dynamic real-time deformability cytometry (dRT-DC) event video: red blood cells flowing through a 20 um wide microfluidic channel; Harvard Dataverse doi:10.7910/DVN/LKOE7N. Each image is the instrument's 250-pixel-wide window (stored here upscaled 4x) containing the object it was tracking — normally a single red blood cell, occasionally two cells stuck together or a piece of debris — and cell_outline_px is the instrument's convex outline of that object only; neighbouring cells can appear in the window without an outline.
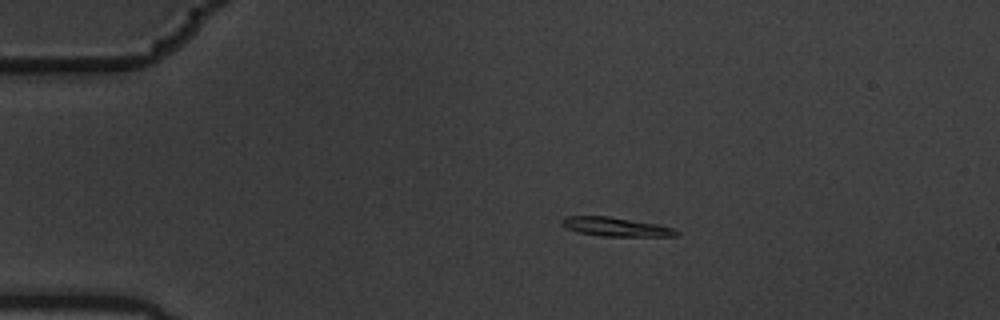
{"species": "common noctule bat (a hibernating species)", "species_latin": "Nyctalus noctula", "temperature_condition": "warm", "stored_images_in_passage": 2, "camera_frame_rate_fps": 3000, "um_per_image_px": 0.085, "animal": {"sex": "male", "body_mass_g": 19.5, "forearm_length_mm": 54.6}, "frame": {"image": 1, "passage_image": 1, "time_ms": 0.0, "image_size_px": [1000, 320], "cell_outline_px": [[680, 232], [676, 236], [604, 236], [580, 232], [568, 228], [560, 224], [560, 220], [564, 216], [608, 216], [656, 224], [672, 228]], "centroid_in_image_um": [52.31, 19.27], "position_along_channel_um": 32.7, "area_um2": 12.43}}